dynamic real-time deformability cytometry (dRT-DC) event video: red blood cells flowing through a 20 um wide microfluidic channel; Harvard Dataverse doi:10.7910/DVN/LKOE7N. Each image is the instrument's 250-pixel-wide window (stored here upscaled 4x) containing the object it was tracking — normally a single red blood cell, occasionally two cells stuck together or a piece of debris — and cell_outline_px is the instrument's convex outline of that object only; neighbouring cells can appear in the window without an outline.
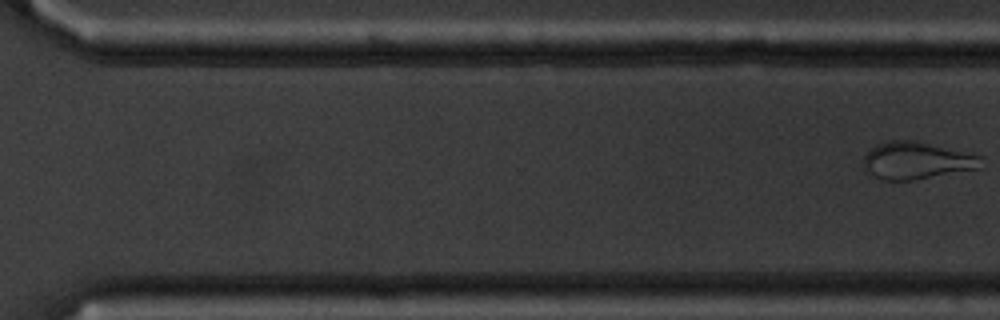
{"species": "common noctule bat (a hibernating species)", "species_latin": "Nyctalus noctula", "temperature_condition": "cold", "stored_images_in_passage": 10, "segment_of_instrument_passage": [2, 2], "camera_frame_rate_fps": 3000, "um_per_image_px": 0.085, "animal": {"sex": "male", "body_mass_g": 20.1, "forearm_length_mm": 53.5}, "frame": {"image": 1, "passage_image": 10, "time_ms": 11.333, "image_size_px": [1000, 320], "cell_outline_px": [[980, 156], [976, 168], [912, 180], [880, 180], [864, 172], [864, 156], [876, 144], [888, 140], [916, 140]], "centroid_in_image_um": [77.77, 13.64], "position_along_channel_um": 292.8, "area_um2": 25.03}}